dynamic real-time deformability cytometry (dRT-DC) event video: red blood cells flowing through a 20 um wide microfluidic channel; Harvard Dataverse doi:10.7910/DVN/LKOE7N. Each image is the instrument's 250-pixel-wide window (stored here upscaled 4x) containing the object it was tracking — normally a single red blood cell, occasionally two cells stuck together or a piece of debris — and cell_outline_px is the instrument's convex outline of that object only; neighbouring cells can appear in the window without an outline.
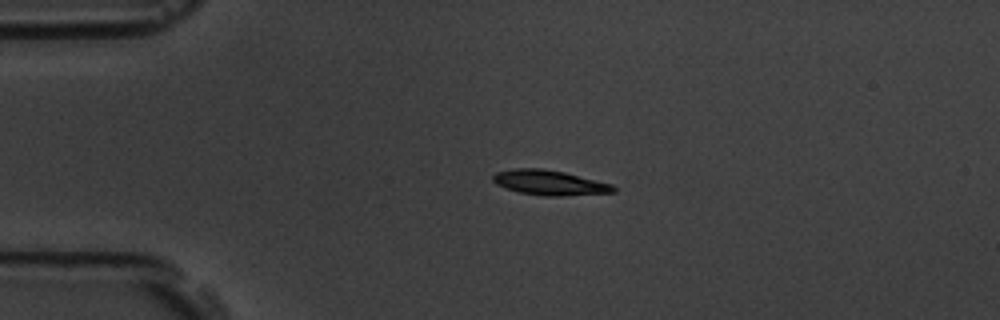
{"species": "common noctule bat (a hibernating species)", "species_latin": "Nyctalus noctula", "temperature_condition": "room temperature", "stored_images_in_passage": 3, "camera_frame_rate_fps": 3000, "um_per_image_px": 0.085, "animal": {"sex": "male", "body_mass_g": 19.5, "forearm_length_mm": 54.6}, "frame": {"image": 1, "passage_image": 2, "time_ms": 1.333, "image_size_px": [1000, 320], "cell_outline_px": [[616, 192], [560, 196], [544, 196], [520, 192], [496, 184], [492, 180], [492, 176], [496, 172], [512, 168], [540, 168], [564, 172], [612, 184], [616, 188]], "centroid_in_image_um": [46.7, 15.52], "position_along_channel_um": 38.3, "area_um2": 17.4}}